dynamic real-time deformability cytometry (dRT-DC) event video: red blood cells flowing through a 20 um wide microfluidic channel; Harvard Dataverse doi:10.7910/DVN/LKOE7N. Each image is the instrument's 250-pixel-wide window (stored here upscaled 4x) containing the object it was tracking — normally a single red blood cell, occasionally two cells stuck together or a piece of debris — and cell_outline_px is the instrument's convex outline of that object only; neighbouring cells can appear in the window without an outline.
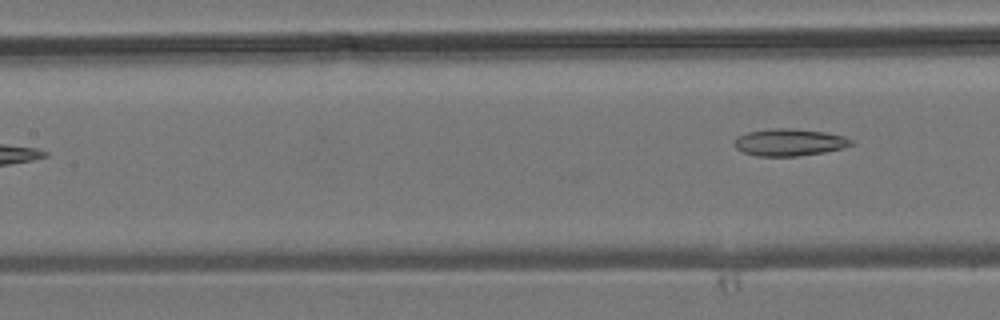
{"species": "common noctule bat (a hibernating species)", "species_latin": "Nyctalus noctula", "temperature_condition": "room temperature", "stored_images_in_passage": 7, "camera_frame_rate_fps": 3000, "um_per_image_px": 0.085, "animal": {"sex": "male", "body_mass_g": 19.2, "forearm_length_mm": 51.8}, "frame": {"image": 1, "passage_image": 7, "time_ms": 7.0, "image_size_px": [1000, 320], "cell_outline_px": [[856, 144], [844, 148], [824, 152], [796, 156], [756, 156], [744, 152], [736, 148], [732, 144], [732, 140], [736, 136], [748, 132], [768, 128], [788, 128], [824, 132], [844, 136], [852, 140]], "centroid_in_image_um": [67.07, 12.09], "position_along_channel_um": 140.3, "area_um2": 18.67}}